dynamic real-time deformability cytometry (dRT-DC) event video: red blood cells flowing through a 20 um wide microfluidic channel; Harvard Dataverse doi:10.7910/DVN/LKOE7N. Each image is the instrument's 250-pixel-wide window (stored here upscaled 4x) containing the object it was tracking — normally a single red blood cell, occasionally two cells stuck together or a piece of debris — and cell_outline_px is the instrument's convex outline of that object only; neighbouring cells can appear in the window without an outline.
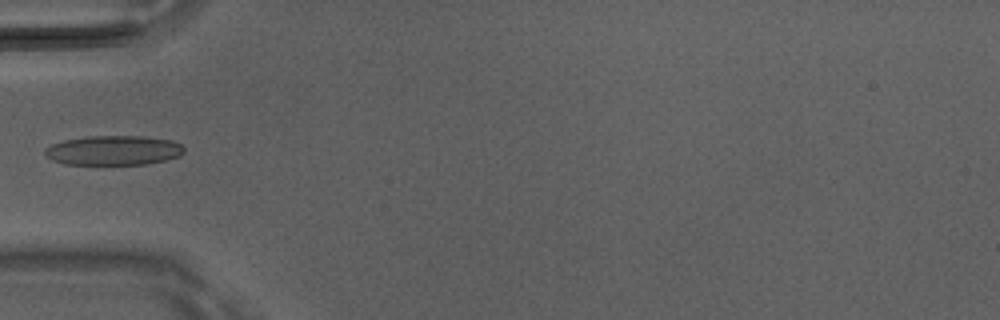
{"species": "Egyptian fruit bat (a non-hibernating species)", "species_latin": "Rousettus aegyptiacus", "temperature_condition": "room temperature", "stored_images_in_passage": 4, "camera_frame_rate_fps": 3000, "um_per_image_px": 0.085, "animal": {"sex": "male"}, "frame": {"image": 1, "passage_image": 4, "time_ms": 1.0, "image_size_px": [1000, 320], "cell_outline_px": [[184, 152], [180, 156], [148, 164], [64, 164], [52, 160], [44, 156], [44, 148], [52, 144], [64, 140], [88, 136], [144, 136], [172, 140], [180, 144], [184, 148]], "centroid_in_image_um": [9.63, 12.78], "position_along_channel_um": 75.4, "area_um2": 24.1}}